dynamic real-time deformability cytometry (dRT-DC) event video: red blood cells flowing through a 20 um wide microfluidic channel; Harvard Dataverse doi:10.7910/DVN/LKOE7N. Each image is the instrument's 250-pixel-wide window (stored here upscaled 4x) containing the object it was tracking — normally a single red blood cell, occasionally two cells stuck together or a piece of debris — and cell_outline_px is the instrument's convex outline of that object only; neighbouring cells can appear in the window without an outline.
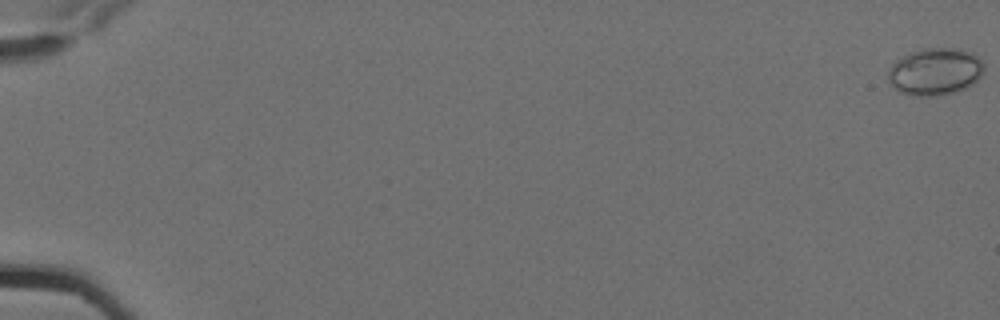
{"species": "Egyptian fruit bat (a non-hibernating species)", "species_latin": "Rousettus aegyptiacus", "temperature_condition": "cold", "stored_images_in_passage": 9, "camera_frame_rate_fps": 3000, "um_per_image_px": 0.085, "animal": {"sex": "female"}, "frame": {"image": 1, "passage_image": 1, "time_ms": 0.0, "image_size_px": [1000, 320], "cell_outline_px": [[984, 72], [972, 84], [964, 88], [952, 92], [936, 96], [912, 96], [896, 92], [892, 88], [888, 80], [888, 72], [892, 64], [900, 56], [924, 48], [952, 48], [976, 56], [984, 64]], "centroid_in_image_um": [79.41, 6.11], "position_along_channel_um": 5.6, "area_um2": 26.3}}
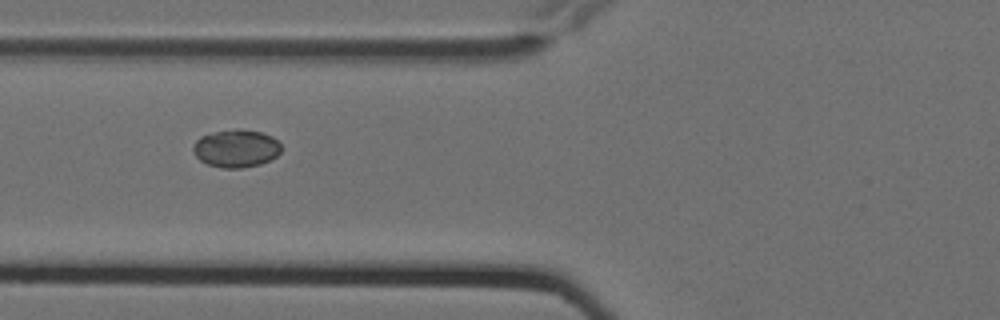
{"frame": {"image": 2, "passage_image": 8, "time_ms": 2.333, "image_size_px": [1000, 320], "cell_outline_px": [[284, 148], [276, 156], [260, 164], [240, 168], [220, 168], [208, 164], [200, 160], [192, 152], [192, 148], [196, 140], [200, 136], [216, 132], [240, 128], [260, 132], [272, 136]], "centroid_in_image_um": [20.07, 12.61], "position_along_channel_um": 105.7, "area_um2": 19.42}}
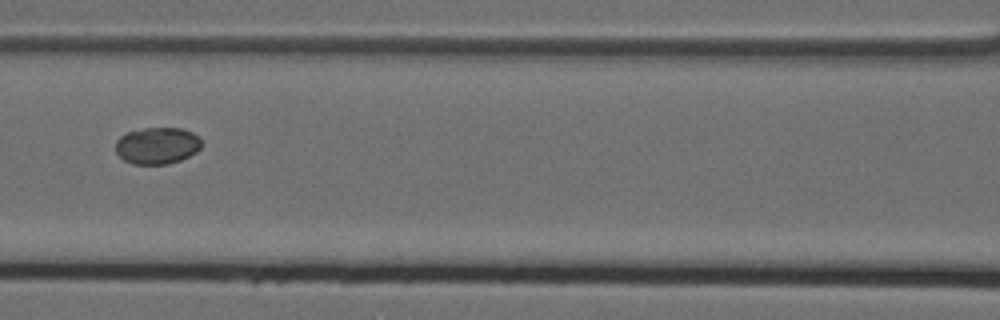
{"frame": {"image": 3, "passage_image": 9, "time_ms": 2.667, "image_size_px": [1000, 320], "cell_outline_px": [[204, 144], [196, 152], [180, 160], [168, 164], [132, 164], [124, 160], [116, 152], [116, 140], [120, 136], [128, 132], [144, 128], [180, 128], [192, 132], [200, 136]], "centroid_in_image_um": [13.39, 12.37], "position_along_channel_um": 153.2, "area_um2": 18.55}}